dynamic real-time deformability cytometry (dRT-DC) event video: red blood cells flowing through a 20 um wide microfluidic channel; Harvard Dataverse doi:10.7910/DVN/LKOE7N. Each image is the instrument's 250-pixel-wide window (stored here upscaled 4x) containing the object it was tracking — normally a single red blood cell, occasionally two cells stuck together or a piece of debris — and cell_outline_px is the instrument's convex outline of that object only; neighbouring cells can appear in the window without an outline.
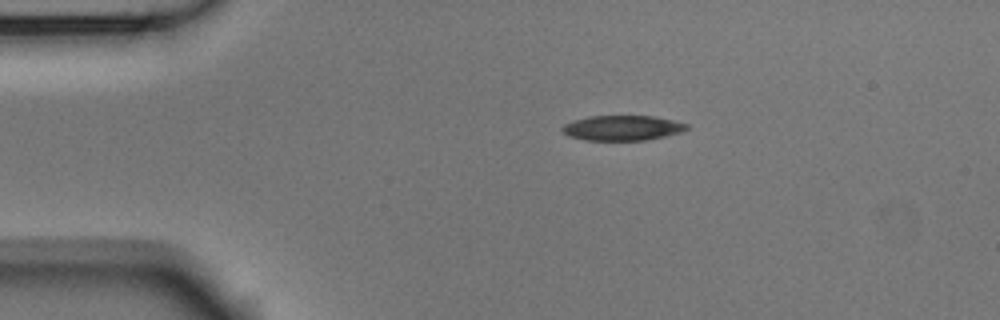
{"species": "Egyptian fruit bat (a non-hibernating species)", "species_latin": "Rousettus aegyptiacus", "temperature_condition": "room temperature", "stored_images_in_passage": 3, "camera_frame_rate_fps": 3000, "um_per_image_px": 0.085, "animal": {"sex": "male"}, "frame": {"image": 1, "passage_image": 1, "time_ms": 0.0, "image_size_px": [1000, 320], "cell_outline_px": [[688, 128], [680, 132], [664, 136], [644, 140], [584, 140], [568, 136], [560, 128], [564, 124], [572, 120], [588, 116], [652, 116], [672, 120], [688, 124]], "centroid_in_image_um": [52.84, 10.87], "position_along_channel_um": 32.2, "area_um2": 18.09}}
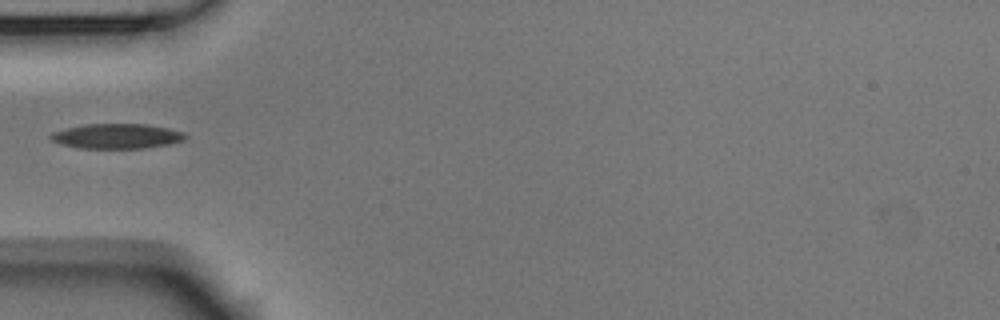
{"frame": {"image": 2, "passage_image": 3, "time_ms": 0.667, "image_size_px": [1000, 320], "cell_outline_px": [[188, 136], [184, 140], [168, 144], [144, 148], [80, 148], [60, 144], [52, 140], [48, 136], [52, 132], [68, 128], [88, 124], [144, 124], [168, 128], [184, 132]], "centroid_in_image_um": [9.94, 11.57], "position_along_channel_um": 75.1, "area_um2": 19.42}}